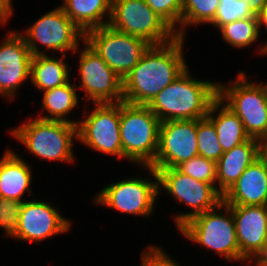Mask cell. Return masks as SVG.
<instances>
[{"label":"cell","mask_w":267,"mask_h":266,"mask_svg":"<svg viewBox=\"0 0 267 266\" xmlns=\"http://www.w3.org/2000/svg\"><path fill=\"white\" fill-rule=\"evenodd\" d=\"M186 37L163 45H151L138 64L122 80L123 102L147 105L189 66L184 55Z\"/></svg>","instance_id":"1"},{"label":"cell","mask_w":267,"mask_h":266,"mask_svg":"<svg viewBox=\"0 0 267 266\" xmlns=\"http://www.w3.org/2000/svg\"><path fill=\"white\" fill-rule=\"evenodd\" d=\"M189 68L147 104L161 122L205 118L218 98V82L198 80Z\"/></svg>","instance_id":"2"},{"label":"cell","mask_w":267,"mask_h":266,"mask_svg":"<svg viewBox=\"0 0 267 266\" xmlns=\"http://www.w3.org/2000/svg\"><path fill=\"white\" fill-rule=\"evenodd\" d=\"M9 134L28 154L41 160L72 164L77 159L73 148L77 125L64 121L45 120L35 116L10 129Z\"/></svg>","instance_id":"3"},{"label":"cell","mask_w":267,"mask_h":266,"mask_svg":"<svg viewBox=\"0 0 267 266\" xmlns=\"http://www.w3.org/2000/svg\"><path fill=\"white\" fill-rule=\"evenodd\" d=\"M178 232L184 239L224 257L230 264L240 262L241 265L232 210L223 201L216 208L189 219Z\"/></svg>","instance_id":"4"},{"label":"cell","mask_w":267,"mask_h":266,"mask_svg":"<svg viewBox=\"0 0 267 266\" xmlns=\"http://www.w3.org/2000/svg\"><path fill=\"white\" fill-rule=\"evenodd\" d=\"M137 168L145 169V175L150 174L146 177L136 175L105 184L94 194L92 202L97 206L130 216L142 218L152 216L159 198L157 171L151 166H137Z\"/></svg>","instance_id":"5"},{"label":"cell","mask_w":267,"mask_h":266,"mask_svg":"<svg viewBox=\"0 0 267 266\" xmlns=\"http://www.w3.org/2000/svg\"><path fill=\"white\" fill-rule=\"evenodd\" d=\"M160 123L147 105L120 102L123 160L135 166H150L158 152Z\"/></svg>","instance_id":"6"},{"label":"cell","mask_w":267,"mask_h":266,"mask_svg":"<svg viewBox=\"0 0 267 266\" xmlns=\"http://www.w3.org/2000/svg\"><path fill=\"white\" fill-rule=\"evenodd\" d=\"M237 74L228 83L218 81V98L240 118L249 137L257 139L267 129V83L250 80L243 70Z\"/></svg>","instance_id":"7"},{"label":"cell","mask_w":267,"mask_h":266,"mask_svg":"<svg viewBox=\"0 0 267 266\" xmlns=\"http://www.w3.org/2000/svg\"><path fill=\"white\" fill-rule=\"evenodd\" d=\"M19 33L25 39L32 56L47 55L50 53L48 50L59 55H68V52L73 54L84 42V33L60 6L44 13Z\"/></svg>","instance_id":"8"},{"label":"cell","mask_w":267,"mask_h":266,"mask_svg":"<svg viewBox=\"0 0 267 266\" xmlns=\"http://www.w3.org/2000/svg\"><path fill=\"white\" fill-rule=\"evenodd\" d=\"M158 175V191L170 195L171 199L186 205L191 211L172 215L178 230L194 216L216 208L223 195L209 183L196 180L177 168L155 169ZM162 191V192H161Z\"/></svg>","instance_id":"9"},{"label":"cell","mask_w":267,"mask_h":266,"mask_svg":"<svg viewBox=\"0 0 267 266\" xmlns=\"http://www.w3.org/2000/svg\"><path fill=\"white\" fill-rule=\"evenodd\" d=\"M77 124V138L89 149L123 160L120 103L91 104ZM90 108V109H89ZM90 110V111H89Z\"/></svg>","instance_id":"10"},{"label":"cell","mask_w":267,"mask_h":266,"mask_svg":"<svg viewBox=\"0 0 267 266\" xmlns=\"http://www.w3.org/2000/svg\"><path fill=\"white\" fill-rule=\"evenodd\" d=\"M84 42L123 80L151 46L137 36L119 32L110 25L84 33Z\"/></svg>","instance_id":"11"},{"label":"cell","mask_w":267,"mask_h":266,"mask_svg":"<svg viewBox=\"0 0 267 266\" xmlns=\"http://www.w3.org/2000/svg\"><path fill=\"white\" fill-rule=\"evenodd\" d=\"M109 25L119 32L142 38L151 45H163L178 37L145 0H112Z\"/></svg>","instance_id":"12"},{"label":"cell","mask_w":267,"mask_h":266,"mask_svg":"<svg viewBox=\"0 0 267 266\" xmlns=\"http://www.w3.org/2000/svg\"><path fill=\"white\" fill-rule=\"evenodd\" d=\"M78 53V91L83 90V101L90 104L123 102L122 80L108 64L85 42ZM80 79V80H79Z\"/></svg>","instance_id":"13"},{"label":"cell","mask_w":267,"mask_h":266,"mask_svg":"<svg viewBox=\"0 0 267 266\" xmlns=\"http://www.w3.org/2000/svg\"><path fill=\"white\" fill-rule=\"evenodd\" d=\"M60 212L49 201L35 198L24 201L18 220V231L13 238L21 242L40 244L48 238L70 232L73 221Z\"/></svg>","instance_id":"14"},{"label":"cell","mask_w":267,"mask_h":266,"mask_svg":"<svg viewBox=\"0 0 267 266\" xmlns=\"http://www.w3.org/2000/svg\"><path fill=\"white\" fill-rule=\"evenodd\" d=\"M198 155L197 119L160 123L158 152L152 168H176Z\"/></svg>","instance_id":"15"},{"label":"cell","mask_w":267,"mask_h":266,"mask_svg":"<svg viewBox=\"0 0 267 266\" xmlns=\"http://www.w3.org/2000/svg\"><path fill=\"white\" fill-rule=\"evenodd\" d=\"M5 34L0 42V97L14 102L19 87L30 81L32 54L19 30Z\"/></svg>","instance_id":"16"},{"label":"cell","mask_w":267,"mask_h":266,"mask_svg":"<svg viewBox=\"0 0 267 266\" xmlns=\"http://www.w3.org/2000/svg\"><path fill=\"white\" fill-rule=\"evenodd\" d=\"M232 210L241 263L247 262L267 241V205H229Z\"/></svg>","instance_id":"17"},{"label":"cell","mask_w":267,"mask_h":266,"mask_svg":"<svg viewBox=\"0 0 267 266\" xmlns=\"http://www.w3.org/2000/svg\"><path fill=\"white\" fill-rule=\"evenodd\" d=\"M226 205H267V162L258 158L223 194Z\"/></svg>","instance_id":"18"},{"label":"cell","mask_w":267,"mask_h":266,"mask_svg":"<svg viewBox=\"0 0 267 266\" xmlns=\"http://www.w3.org/2000/svg\"><path fill=\"white\" fill-rule=\"evenodd\" d=\"M33 168L13 148H6L0 158V198L24 200L25 193L34 195L31 184Z\"/></svg>","instance_id":"19"},{"label":"cell","mask_w":267,"mask_h":266,"mask_svg":"<svg viewBox=\"0 0 267 266\" xmlns=\"http://www.w3.org/2000/svg\"><path fill=\"white\" fill-rule=\"evenodd\" d=\"M258 159L257 141L250 138L222 154L216 162V189L223 195L245 169Z\"/></svg>","instance_id":"20"},{"label":"cell","mask_w":267,"mask_h":266,"mask_svg":"<svg viewBox=\"0 0 267 266\" xmlns=\"http://www.w3.org/2000/svg\"><path fill=\"white\" fill-rule=\"evenodd\" d=\"M72 82L73 80L71 81L70 79L64 85L41 92L43 96L41 98V111L39 112L43 113H38L36 117L45 120L64 121L77 125L79 118L73 120L69 117L73 110L76 111L75 108L78 107L77 105H80L79 95L77 94L79 91L76 87L77 81Z\"/></svg>","instance_id":"21"},{"label":"cell","mask_w":267,"mask_h":266,"mask_svg":"<svg viewBox=\"0 0 267 266\" xmlns=\"http://www.w3.org/2000/svg\"><path fill=\"white\" fill-rule=\"evenodd\" d=\"M66 57L51 53L32 56L30 81L37 92L64 85L71 79L72 69L65 61Z\"/></svg>","instance_id":"22"},{"label":"cell","mask_w":267,"mask_h":266,"mask_svg":"<svg viewBox=\"0 0 267 266\" xmlns=\"http://www.w3.org/2000/svg\"><path fill=\"white\" fill-rule=\"evenodd\" d=\"M59 6L83 33L109 25L112 0H62Z\"/></svg>","instance_id":"23"},{"label":"cell","mask_w":267,"mask_h":266,"mask_svg":"<svg viewBox=\"0 0 267 266\" xmlns=\"http://www.w3.org/2000/svg\"><path fill=\"white\" fill-rule=\"evenodd\" d=\"M207 118L213 123L224 152L250 139L240 118L219 98L210 106Z\"/></svg>","instance_id":"24"},{"label":"cell","mask_w":267,"mask_h":266,"mask_svg":"<svg viewBox=\"0 0 267 266\" xmlns=\"http://www.w3.org/2000/svg\"><path fill=\"white\" fill-rule=\"evenodd\" d=\"M218 32L226 44L236 49L249 48L253 43H258L260 36L265 35L259 32L257 16L227 23L221 26Z\"/></svg>","instance_id":"25"},{"label":"cell","mask_w":267,"mask_h":266,"mask_svg":"<svg viewBox=\"0 0 267 266\" xmlns=\"http://www.w3.org/2000/svg\"><path fill=\"white\" fill-rule=\"evenodd\" d=\"M220 0H182V37L189 26L209 25L215 18Z\"/></svg>","instance_id":"26"},{"label":"cell","mask_w":267,"mask_h":266,"mask_svg":"<svg viewBox=\"0 0 267 266\" xmlns=\"http://www.w3.org/2000/svg\"><path fill=\"white\" fill-rule=\"evenodd\" d=\"M197 141L199 155L217 162L224 153L213 123L207 118L197 119Z\"/></svg>","instance_id":"27"},{"label":"cell","mask_w":267,"mask_h":266,"mask_svg":"<svg viewBox=\"0 0 267 266\" xmlns=\"http://www.w3.org/2000/svg\"><path fill=\"white\" fill-rule=\"evenodd\" d=\"M252 16L256 15L250 11L247 0H220L217 14L209 26L218 30L227 23Z\"/></svg>","instance_id":"28"},{"label":"cell","mask_w":267,"mask_h":266,"mask_svg":"<svg viewBox=\"0 0 267 266\" xmlns=\"http://www.w3.org/2000/svg\"><path fill=\"white\" fill-rule=\"evenodd\" d=\"M180 172L216 188V162L200 155L185 161L176 167Z\"/></svg>","instance_id":"29"},{"label":"cell","mask_w":267,"mask_h":266,"mask_svg":"<svg viewBox=\"0 0 267 266\" xmlns=\"http://www.w3.org/2000/svg\"><path fill=\"white\" fill-rule=\"evenodd\" d=\"M177 34L182 37V0H145Z\"/></svg>","instance_id":"30"},{"label":"cell","mask_w":267,"mask_h":266,"mask_svg":"<svg viewBox=\"0 0 267 266\" xmlns=\"http://www.w3.org/2000/svg\"><path fill=\"white\" fill-rule=\"evenodd\" d=\"M23 201L0 198V228L4 236L13 239L18 231V220Z\"/></svg>","instance_id":"31"},{"label":"cell","mask_w":267,"mask_h":266,"mask_svg":"<svg viewBox=\"0 0 267 266\" xmlns=\"http://www.w3.org/2000/svg\"><path fill=\"white\" fill-rule=\"evenodd\" d=\"M155 243L147 246L140 256V266H182L161 246Z\"/></svg>","instance_id":"32"},{"label":"cell","mask_w":267,"mask_h":266,"mask_svg":"<svg viewBox=\"0 0 267 266\" xmlns=\"http://www.w3.org/2000/svg\"><path fill=\"white\" fill-rule=\"evenodd\" d=\"M257 20H258V28L259 32L261 31L260 29L264 28V31H266L267 34V4L262 8V10L256 15ZM266 41L262 42V44L256 48V55H261L262 56H267V39Z\"/></svg>","instance_id":"33"},{"label":"cell","mask_w":267,"mask_h":266,"mask_svg":"<svg viewBox=\"0 0 267 266\" xmlns=\"http://www.w3.org/2000/svg\"><path fill=\"white\" fill-rule=\"evenodd\" d=\"M14 3L11 0H0V27L3 28L6 27L11 19V17L14 15Z\"/></svg>","instance_id":"34"},{"label":"cell","mask_w":267,"mask_h":266,"mask_svg":"<svg viewBox=\"0 0 267 266\" xmlns=\"http://www.w3.org/2000/svg\"><path fill=\"white\" fill-rule=\"evenodd\" d=\"M246 266H267V241L247 262Z\"/></svg>","instance_id":"35"},{"label":"cell","mask_w":267,"mask_h":266,"mask_svg":"<svg viewBox=\"0 0 267 266\" xmlns=\"http://www.w3.org/2000/svg\"><path fill=\"white\" fill-rule=\"evenodd\" d=\"M258 158L267 162V129L256 139Z\"/></svg>","instance_id":"36"},{"label":"cell","mask_w":267,"mask_h":266,"mask_svg":"<svg viewBox=\"0 0 267 266\" xmlns=\"http://www.w3.org/2000/svg\"><path fill=\"white\" fill-rule=\"evenodd\" d=\"M250 11L257 15L262 8L267 4V0H247Z\"/></svg>","instance_id":"37"}]
</instances>
